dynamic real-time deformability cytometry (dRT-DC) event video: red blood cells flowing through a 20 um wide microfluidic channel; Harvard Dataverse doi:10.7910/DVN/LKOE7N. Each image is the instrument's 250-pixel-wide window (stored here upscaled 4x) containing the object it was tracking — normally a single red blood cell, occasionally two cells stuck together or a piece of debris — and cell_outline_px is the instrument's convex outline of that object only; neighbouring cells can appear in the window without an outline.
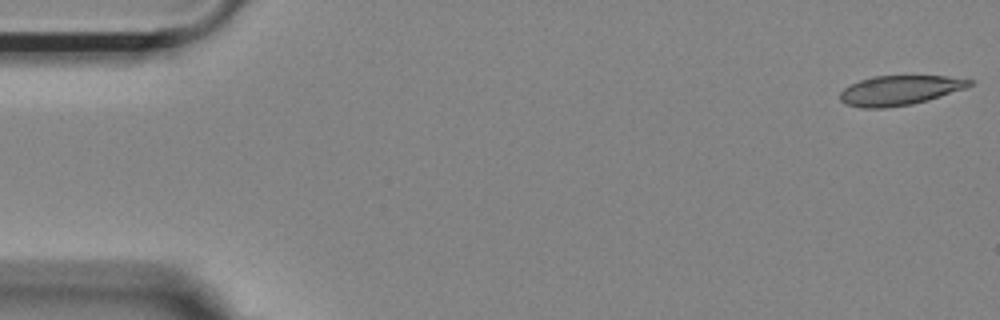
{"species": "Egyptian fruit bat (a non-hibernating species)", "species_latin": "Rousettus aegyptiacus", "temperature_condition": "room temperature", "stored_images_in_passage": 53, "camera_frame_rate_fps": 3000, "um_per_image_px": 0.085, "animal": {"sex": "female"}, "frame": {"image": 1, "passage_image": 1, "time_ms": 0.0, "image_size_px": [1000, 320], "cell_outline_px": [[972, 84], [964, 88], [928, 100], [912, 104], [884, 108], [860, 108], [844, 104], [840, 100], [840, 92], [844, 88], [860, 80], [872, 76], [948, 76], [972, 80]], "centroid_in_image_um": [76.42, 7.68], "position_along_channel_um": 8.6, "area_um2": 22.25}}
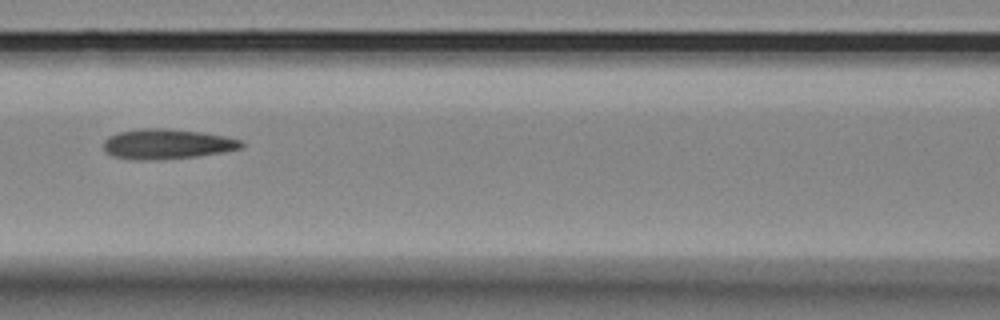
{"frame": {"image": 2, "passage_image": 23, "time_ms": 7.333, "image_size_px": [1000, 320], "cell_outline_px": [[244, 148], [224, 152], [196, 156], [160, 160], [136, 160], [112, 156], [104, 148], [104, 140], [108, 136], [120, 132], [140, 128], [168, 128], [204, 132], [244, 140]], "centroid_in_image_um": [14.25, 12.24], "position_along_channel_um": 152.4, "area_um2": 24.45}}
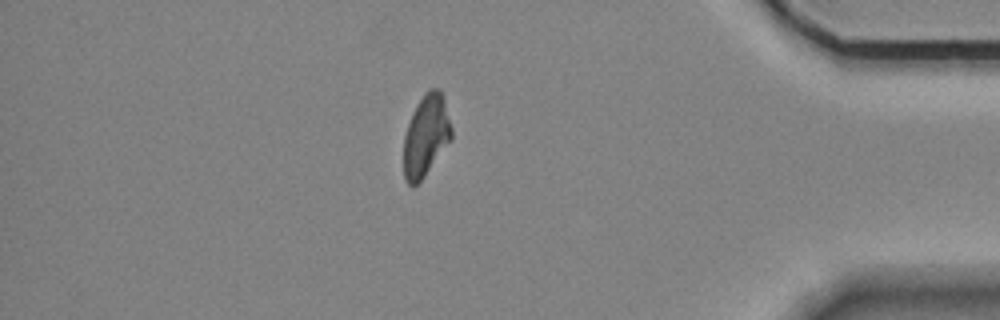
{"frame": {"image": 3, "passage_image": 46, "time_ms": 15.0, "image_size_px": [1000, 320], "cell_outline_px": [[452, 140], [424, 176], [412, 188], [404, 180], [404, 136], [412, 112], [416, 104], [424, 92], [428, 88], [440, 88], [444, 100], [452, 128]], "centroid_in_image_um": [36.21, 11.51], "position_along_channel_um": 399.0, "area_um2": 22.89}, "authors_computed_cell_mechanics": {"area_um2": 23.7558, "velocity_mm_per_s": 3.6934, "shape_relaxation_time_tau1_ms": null, "shape_relaxation_time_tau2_ms": 2.7262, "deformation_change_tau1": null, "deformation_change_tau2": 0.0993}}